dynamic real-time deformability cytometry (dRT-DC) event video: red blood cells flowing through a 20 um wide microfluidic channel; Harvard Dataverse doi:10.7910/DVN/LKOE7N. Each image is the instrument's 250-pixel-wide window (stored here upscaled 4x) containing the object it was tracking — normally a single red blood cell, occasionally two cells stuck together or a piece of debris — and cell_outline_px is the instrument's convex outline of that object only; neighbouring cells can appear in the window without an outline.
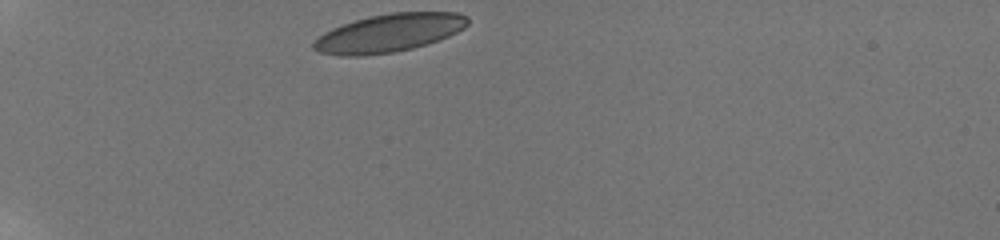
{"species": "human", "species_latin": "Homo sapiens", "temperature_condition": "room temperature", "stored_images_in_passage": 34, "camera_frame_rate_fps": 3000, "um_per_image_px": 0.085, "donor": {"sex": "male"}, "frame": {"image": 1, "passage_image": 1, "time_ms": 0.0, "image_size_px": [1000, 240], "cell_outline_px": [[468, 24], [464, 28], [448, 36], [412, 48], [392, 52], [364, 56], [340, 56], [320, 52], [312, 48], [312, 44], [324, 32], [332, 28], [356, 20], [372, 16], [392, 12], [456, 12], [468, 16]], "centroid_in_image_um": [33.06, 2.8], "position_along_channel_um": 51.9, "area_um2": 33.87}}
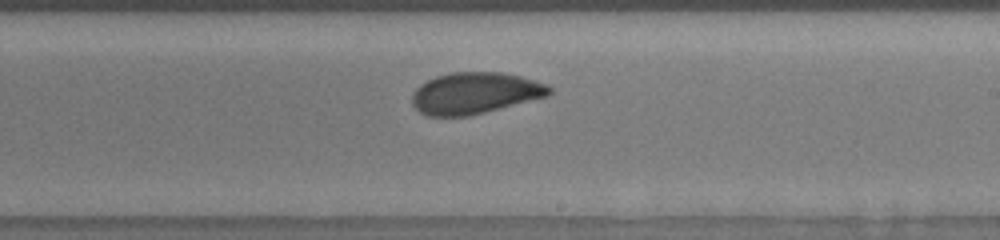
{"frame": {"image": 2, "passage_image": 20, "time_ms": 6.333, "image_size_px": [1000, 240], "cell_outline_px": [[552, 92], [548, 96], [468, 116], [428, 116], [420, 112], [412, 104], [412, 92], [420, 84], [436, 76], [452, 72], [500, 72], [520, 76], [548, 84], [552, 88]], "centroid_in_image_um": [40.37, 7.91], "position_along_channel_um": 248.6, "area_um2": 33.12}}
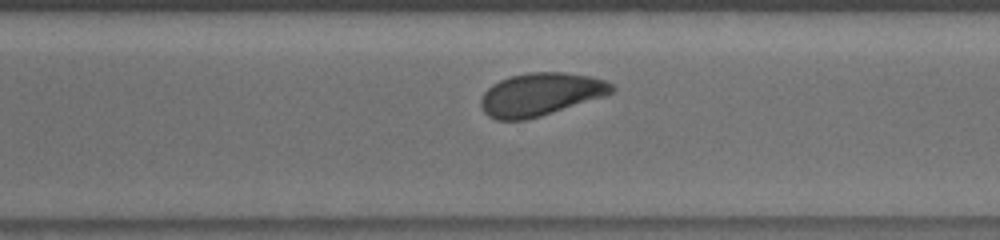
{"frame": {"image": 3, "passage_image": 26, "time_ms": 8.333, "image_size_px": [1000, 240], "cell_outline_px": [[616, 88], [608, 96], [540, 116], [524, 120], [496, 120], [488, 116], [484, 112], [480, 104], [480, 100], [484, 92], [492, 84], [500, 80], [512, 76], [528, 72], [564, 72], [588, 76], [604, 80], [612, 84]], "centroid_in_image_um": [45.96, 8.02], "position_along_channel_um": 324.6, "area_um2": 32.83}, "authors_computed_cell_mechanics": {"area_um2": 33.3506, "velocity_mm_per_s": 3.801, "shape_relaxation_time_tau1_ms": 3.9963, "shape_relaxation_time_tau2_ms": 1.3437, "deformation_change_tau1": 0.1101, "deformation_change_tau2": 0.0534}}